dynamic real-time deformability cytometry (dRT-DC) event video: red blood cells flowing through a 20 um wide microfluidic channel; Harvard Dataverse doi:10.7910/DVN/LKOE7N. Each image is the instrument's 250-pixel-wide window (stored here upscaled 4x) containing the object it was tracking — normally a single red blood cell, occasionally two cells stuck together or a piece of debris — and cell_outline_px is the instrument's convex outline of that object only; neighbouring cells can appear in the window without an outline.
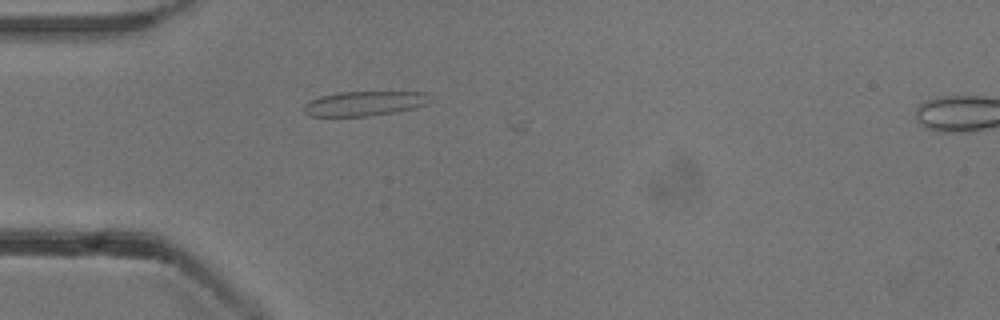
{"species": "common noctule bat (a hibernating species)", "species_latin": "Nyctalus noctula", "temperature_condition": "cold", "stored_images_in_passage": 3, "camera_frame_rate_fps": 3000, "um_per_image_px": 0.085, "animal": {"sex": "male", "body_mass_g": 13.3}, "frame": {"image": 1, "passage_image": 2, "time_ms": 0.333, "image_size_px": [1000, 320], "cell_outline_px": [[432, 100], [428, 104], [416, 108], [396, 112], [368, 116], [308, 116], [304, 112], [304, 104], [320, 96], [336, 92], [428, 92]], "centroid_in_image_um": [31.03, 8.79], "position_along_channel_um": 54.0, "area_um2": 18.32}}